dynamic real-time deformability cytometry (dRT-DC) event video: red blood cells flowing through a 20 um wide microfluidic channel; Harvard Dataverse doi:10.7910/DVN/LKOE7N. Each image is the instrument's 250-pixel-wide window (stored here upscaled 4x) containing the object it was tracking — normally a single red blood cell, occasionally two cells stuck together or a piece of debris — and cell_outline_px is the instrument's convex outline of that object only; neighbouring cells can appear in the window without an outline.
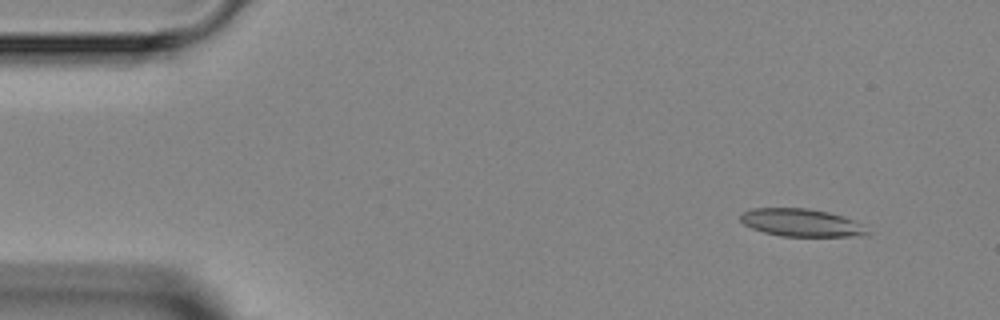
{"species": "Egyptian fruit bat (a non-hibernating species)", "species_latin": "Rousettus aegyptiacus", "temperature_condition": "room temperature", "stored_images_in_passage": 5, "camera_frame_rate_fps": 3000, "um_per_image_px": 0.085, "animal": {"sex": "female"}, "frame": {"image": 1, "passage_image": 1, "time_ms": 0.0, "image_size_px": [1000, 320], "cell_outline_px": [[868, 236], [780, 236], [764, 232], [752, 228], [744, 224], [740, 220], [740, 216], [744, 212], [752, 208], [808, 208], [828, 212], [844, 216], [860, 224], [868, 232]], "centroid_in_image_um": [68.1, 18.93], "position_along_channel_um": 16.9, "area_um2": 20.35}}
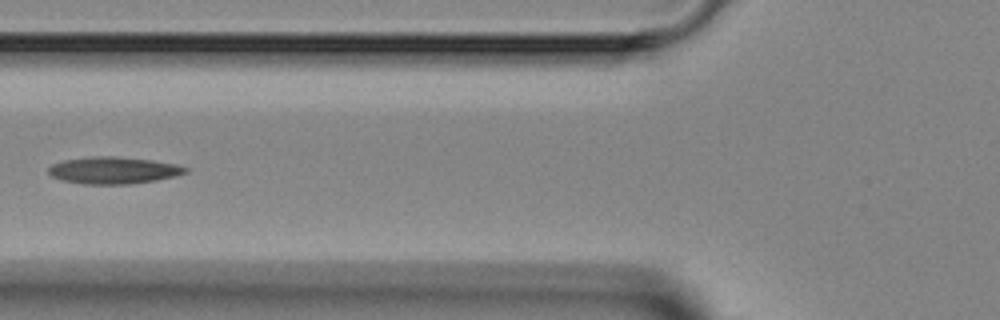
{"frame": {"image": 2, "passage_image": 4, "time_ms": 4.667, "image_size_px": [1000, 320], "cell_outline_px": [[188, 172], [176, 176], [156, 180], [128, 184], [84, 184], [60, 180], [52, 176], [48, 172], [48, 168], [52, 164], [64, 160], [96, 156], [116, 156], [152, 160], [176, 164], [188, 168]], "centroid_in_image_um": [9.65, 14.48], "position_along_channel_um": 116.2, "area_um2": 21.5}}
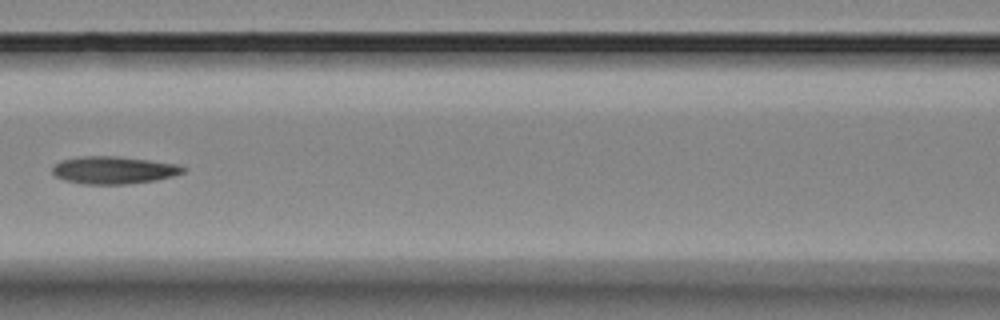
{"frame": {"image": 3, "passage_image": 5, "time_ms": 5.667, "image_size_px": [1000, 320], "cell_outline_px": [[188, 168], [184, 172], [172, 176], [156, 180], [124, 184], [84, 184], [64, 180], [56, 176], [52, 172], [52, 168], [56, 164], [64, 160], [80, 156], [116, 156], [148, 160], [176, 164]], "centroid_in_image_um": [9.67, 14.46], "position_along_channel_um": 156.9, "area_um2": 20.75}}